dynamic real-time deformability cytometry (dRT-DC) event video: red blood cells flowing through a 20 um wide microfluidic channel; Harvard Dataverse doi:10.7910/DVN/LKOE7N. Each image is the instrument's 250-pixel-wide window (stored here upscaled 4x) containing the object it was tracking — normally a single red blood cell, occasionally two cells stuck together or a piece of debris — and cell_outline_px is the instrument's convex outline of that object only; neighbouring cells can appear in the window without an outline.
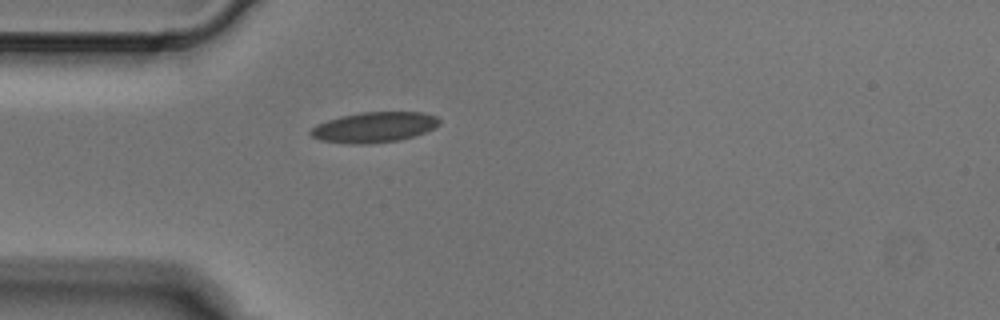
{"species": "Egyptian fruit bat (a non-hibernating species)", "species_latin": "Rousettus aegyptiacus", "temperature_condition": "cold", "stored_images_in_passage": 1, "camera_frame_rate_fps": 3000, "um_per_image_px": 0.085, "animal": {"sex": "male"}, "frame": {"image": 1, "passage_image": 1, "time_ms": 0.0, "image_size_px": [1000, 320], "cell_outline_px": [[440, 124], [424, 132], [400, 140], [368, 144], [352, 144], [320, 140], [312, 136], [308, 132], [316, 124], [340, 116], [360, 112], [424, 112], [436, 116], [440, 120]], "centroid_in_image_um": [31.79, 10.81], "position_along_channel_um": 53.2, "area_um2": 22.77}}